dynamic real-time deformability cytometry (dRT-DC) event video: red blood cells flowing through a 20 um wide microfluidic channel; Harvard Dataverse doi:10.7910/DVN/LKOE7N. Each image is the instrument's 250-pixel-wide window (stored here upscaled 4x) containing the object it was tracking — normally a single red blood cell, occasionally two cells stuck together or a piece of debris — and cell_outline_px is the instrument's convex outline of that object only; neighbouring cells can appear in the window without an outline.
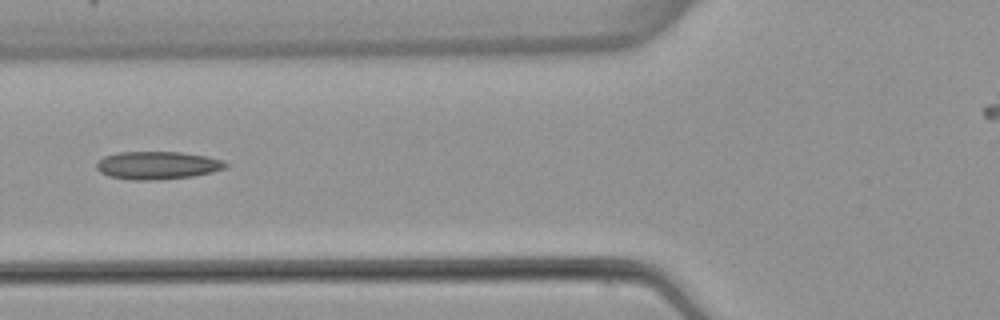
{"species": "common noctule bat (a hibernating species)", "species_latin": "Nyctalus noctula", "temperature_condition": "warm", "stored_images_in_passage": 4, "camera_frame_rate_fps": 3000, "um_per_image_px": 0.085, "animal": {"sex": "female", "body_mass_g": 22.7, "forearm_length_mm": 54.2}, "frame": {"image": 1, "passage_image": 3, "time_ms": 3.333, "image_size_px": [1000, 320], "cell_outline_px": [[228, 164], [224, 168], [212, 172], [192, 176], [156, 180], [128, 180], [108, 176], [100, 172], [96, 168], [96, 160], [104, 156], [120, 152], [180, 152], [208, 156], [224, 160]], "centroid_in_image_um": [13.35, 14.05], "position_along_channel_um": 112.5, "area_um2": 21.15}}
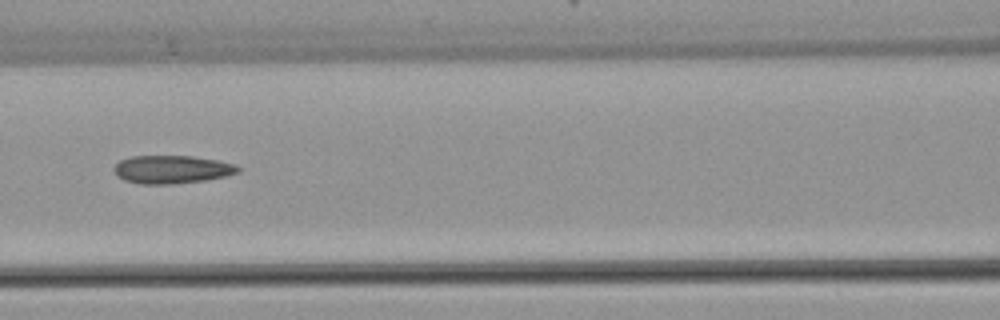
{"frame": {"image": 2, "passage_image": 4, "time_ms": 4.333, "image_size_px": [1000, 320], "cell_outline_px": [[240, 172], [224, 176], [204, 180], [172, 184], [140, 184], [124, 180], [112, 168], [120, 160], [132, 156], [192, 156], [216, 160], [236, 164], [240, 168]], "centroid_in_image_um": [14.62, 14.4], "position_along_channel_um": 152.0, "area_um2": 20.17}}